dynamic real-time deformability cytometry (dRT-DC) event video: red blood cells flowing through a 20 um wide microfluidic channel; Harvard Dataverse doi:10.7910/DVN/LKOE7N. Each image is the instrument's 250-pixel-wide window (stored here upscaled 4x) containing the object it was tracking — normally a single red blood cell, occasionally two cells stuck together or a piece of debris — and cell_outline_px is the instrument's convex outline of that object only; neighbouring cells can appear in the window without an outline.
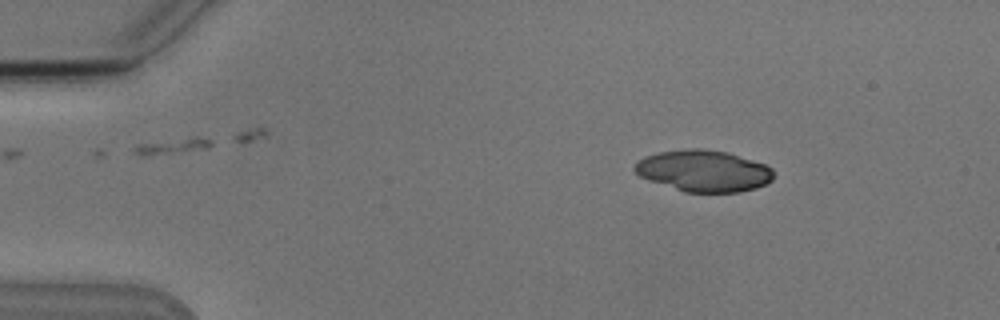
{"species": "Egyptian fruit bat (a non-hibernating species)", "species_latin": "Rousettus aegyptiacus", "temperature_condition": "cold", "stored_images_in_passage": 3, "camera_frame_rate_fps": 3000, "um_per_image_px": 0.085, "animal": {"sex": "male"}, "frame": {"image": 1, "passage_image": 2, "time_ms": 1.0, "image_size_px": [1000, 320], "cell_outline_px": [[772, 180], [756, 188], [740, 192], [684, 192], [648, 180], [640, 176], [632, 168], [644, 156], [660, 152], [688, 148], [704, 148], [728, 152], [764, 164], [772, 168]], "centroid_in_image_um": [59.79, 14.52], "position_along_channel_um": 25.2, "area_um2": 33.52}}